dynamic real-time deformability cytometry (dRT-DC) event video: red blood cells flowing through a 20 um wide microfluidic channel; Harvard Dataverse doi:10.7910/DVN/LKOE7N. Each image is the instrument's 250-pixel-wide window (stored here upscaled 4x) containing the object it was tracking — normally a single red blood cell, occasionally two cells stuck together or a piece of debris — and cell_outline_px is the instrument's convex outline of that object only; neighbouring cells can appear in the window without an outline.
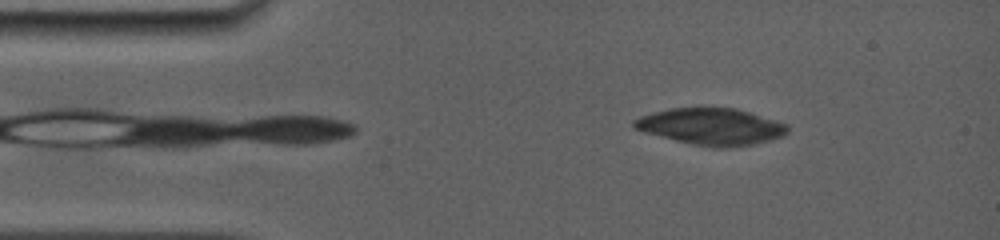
{"species": "common noctule bat (a hibernating species)", "species_latin": "Nyctalus noctula", "temperature_condition": "room temperature", "stored_images_in_passage": 1, "camera_frame_rate_fps": 5000, "um_per_image_px": 0.085, "animal": {"sex": "female", "body_mass_g": 19.0, "forearm_length_mm": 56.7}, "frame": {"image": 1, "passage_image": 1, "time_ms": 0.0, "image_size_px": [1000, 240], "cell_outline_px": [[788, 132], [784, 136], [772, 140], [752, 144], [724, 148], [712, 148], [692, 144], [644, 132], [632, 128], [632, 120], [640, 116], [652, 112], [672, 108], [736, 108], [788, 124]], "centroid_in_image_um": [60.45, 10.76], "position_along_channel_um": 24.6, "area_um2": 32.83}}